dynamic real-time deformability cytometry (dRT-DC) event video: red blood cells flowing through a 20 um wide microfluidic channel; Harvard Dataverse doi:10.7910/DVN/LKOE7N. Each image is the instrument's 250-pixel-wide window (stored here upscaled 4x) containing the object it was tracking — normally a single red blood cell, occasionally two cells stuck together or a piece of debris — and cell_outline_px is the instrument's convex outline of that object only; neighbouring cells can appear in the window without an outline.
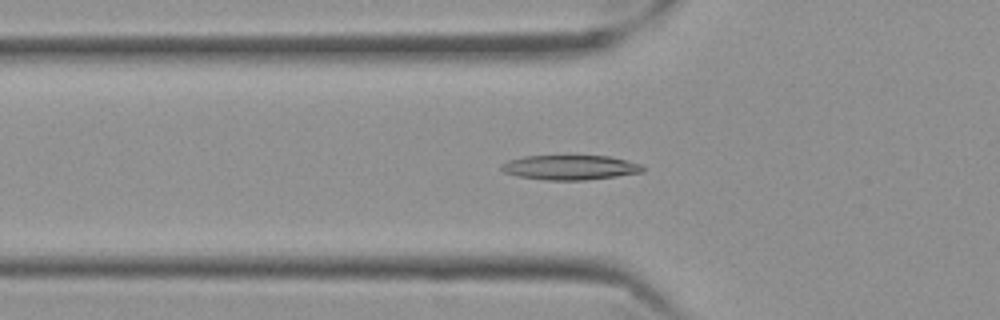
{"species": "Egyptian fruit bat (a non-hibernating species)", "species_latin": "Rousettus aegyptiacus", "temperature_condition": "cold", "stored_images_in_passage": 47, "camera_frame_rate_fps": 3000, "um_per_image_px": 0.085, "frame": {"image": 1, "passage_image": 9, "time_ms": 2.667, "image_size_px": [1000, 320], "cell_outline_px": [[644, 172], [616, 176], [584, 180], [544, 180], [516, 176], [504, 172], [500, 168], [500, 164], [508, 160], [524, 156], [608, 156], [644, 164]], "centroid_in_image_um": [48.45, 14.23], "position_along_channel_um": 77.4, "area_um2": 20.46}}
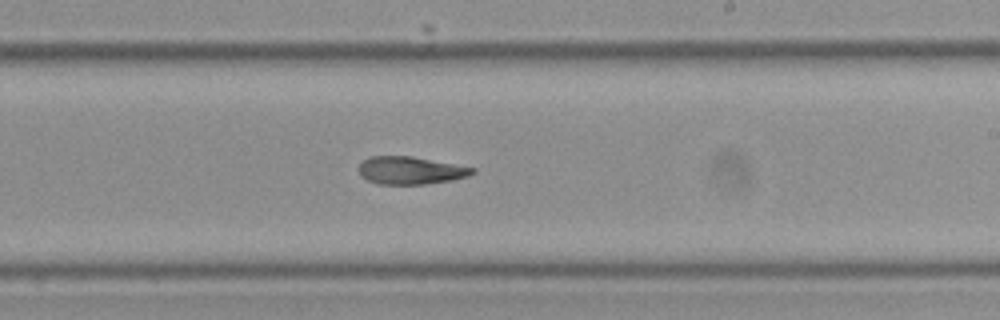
{"frame": {"image": 2, "passage_image": 24, "time_ms": 7.667, "image_size_px": [1000, 320], "cell_outline_px": [[476, 172], [468, 176], [452, 180], [424, 184], [380, 184], [368, 180], [360, 176], [360, 164], [368, 156], [412, 156], [476, 168]], "centroid_in_image_um": [34.91, 14.48], "position_along_channel_um": 254.1, "area_um2": 18.26}}
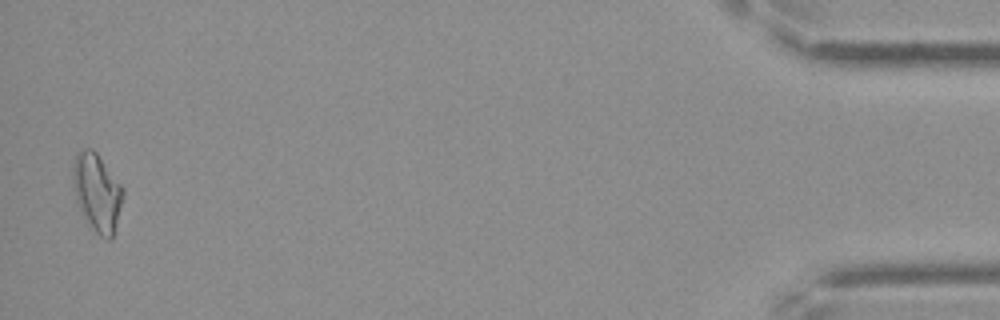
{"frame": {"image": 3, "passage_image": 46, "time_ms": 15.0, "image_size_px": [1000, 320], "cell_outline_px": [[124, 196], [112, 236], [108, 240], [100, 236], [88, 224], [76, 200], [72, 176], [72, 168], [76, 152], [80, 148], [92, 148], [96, 152], [124, 188]], "centroid_in_image_um": [8.24, 16.31], "position_along_channel_um": 427.0, "area_um2": 22.6}, "authors_computed_cell_mechanics": {"area_um2": 19.2474, "velocity_mm_per_s": 3.5132, "shape_relaxation_time_tau1_ms": null, "shape_relaxation_time_tau2_ms": 6.1961, "deformation_change_tau1": null, "deformation_change_tau2": 0.1432}}